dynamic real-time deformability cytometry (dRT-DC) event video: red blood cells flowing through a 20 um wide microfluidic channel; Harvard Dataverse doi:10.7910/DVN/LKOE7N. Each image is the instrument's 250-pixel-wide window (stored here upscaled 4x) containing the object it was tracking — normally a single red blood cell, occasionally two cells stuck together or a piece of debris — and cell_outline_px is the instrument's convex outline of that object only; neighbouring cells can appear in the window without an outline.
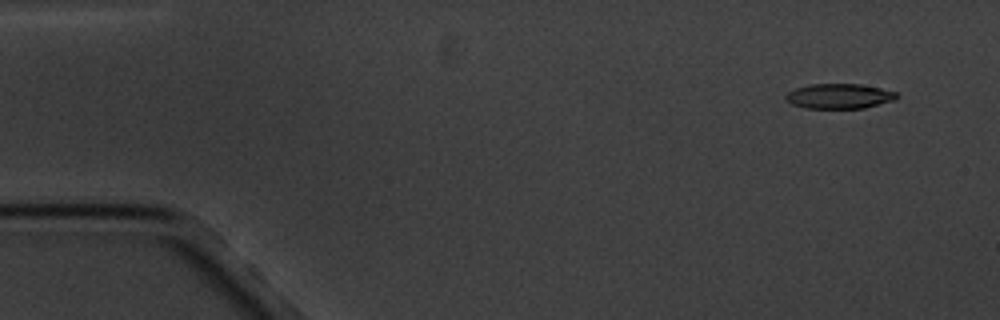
{"species": "common noctule bat (a hibernating species)", "species_latin": "Nyctalus noctula", "temperature_condition": "cold", "stored_images_in_passage": 5, "segment_of_instrument_passage": [1, 2], "camera_frame_rate_fps": 3000, "um_per_image_px": 0.085, "animal": {"sex": "male", "body_mass_g": 20.1, "forearm_length_mm": 53.5}, "frame": {"image": 1, "passage_image": 1, "time_ms": 0.0, "image_size_px": [1000, 320], "cell_outline_px": [[900, 96], [896, 100], [864, 108], [804, 108], [792, 104], [784, 96], [788, 92], [796, 88], [808, 84], [860, 84], [880, 88], [896, 92]], "centroid_in_image_um": [71.36, 8.17], "position_along_channel_um": 13.6, "area_um2": 16.18}}
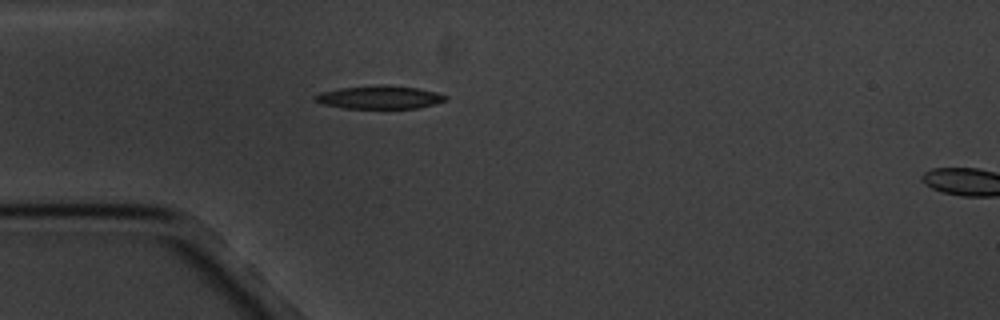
{"frame": {"image": 2, "passage_image": 4, "time_ms": 4.0, "image_size_px": [1000, 320], "cell_outline_px": [[448, 96], [444, 100], [436, 104], [416, 108], [344, 108], [324, 104], [316, 100], [312, 96], [320, 92], [340, 88], [380, 84], [384, 84], [416, 88], [436, 92]], "centroid_in_image_um": [32.25, 8.26], "position_along_channel_um": 52.7, "area_um2": 17.51}}